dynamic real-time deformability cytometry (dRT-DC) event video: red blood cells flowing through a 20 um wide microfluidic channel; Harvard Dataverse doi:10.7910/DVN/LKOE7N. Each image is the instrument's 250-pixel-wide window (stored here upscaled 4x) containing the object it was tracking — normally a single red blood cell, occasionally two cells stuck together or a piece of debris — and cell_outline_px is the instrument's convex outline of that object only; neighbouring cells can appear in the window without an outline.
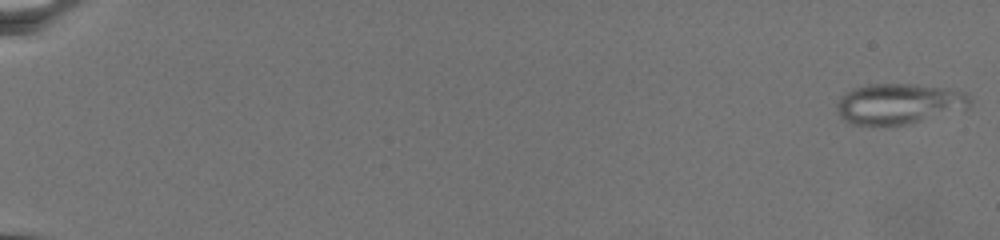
{"species": "common noctule bat (a hibernating species)", "species_latin": "Nyctalus noctula", "temperature_condition": "warm", "stored_images_in_passage": 75, "camera_frame_rate_fps": 3000, "um_per_image_px": 0.085, "animal": {"sex": "female", "body_mass_g": 19.5, "forearm_length_mm": 54.1}, "frame": {"image": 1, "passage_image": 1, "time_ms": 0.0, "image_size_px": [1000, 240], "cell_outline_px": [[972, 104], [968, 108], [908, 124], [852, 124], [844, 120], [836, 112], [836, 104], [840, 96], [852, 88], [868, 84], [912, 84], [948, 88], [968, 92], [972, 100]], "centroid_in_image_um": [76.42, 8.8], "position_along_channel_um": 8.6, "area_um2": 31.62}}
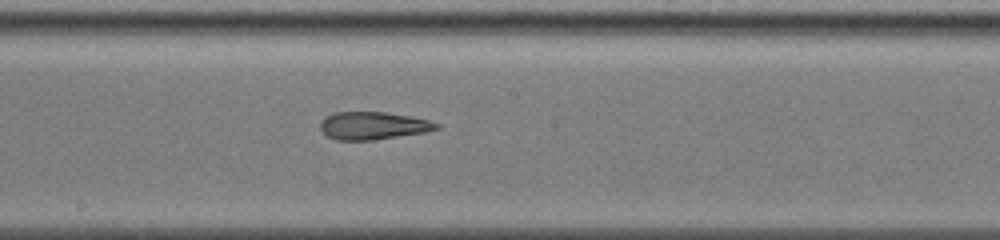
{"frame": {"image": 2, "passage_image": 45, "time_ms": 14.667, "image_size_px": [1000, 240], "cell_outline_px": [[440, 128], [424, 132], [372, 140], [336, 140], [328, 136], [320, 128], [320, 120], [324, 116], [336, 112], [384, 112], [408, 116], [428, 120], [440, 124]], "centroid_in_image_um": [31.67, 10.68], "position_along_channel_um": 216.5, "area_um2": 18.61}}
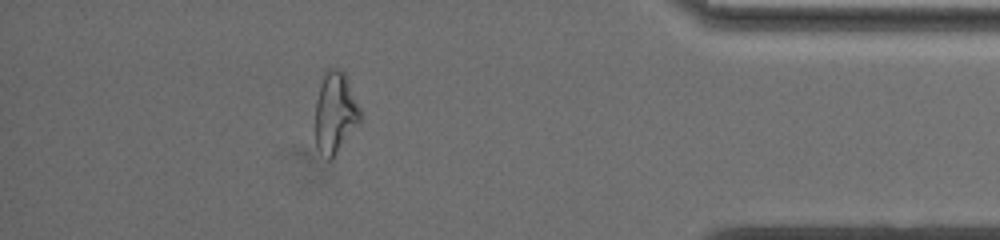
{"frame": {"image": 3, "passage_image": 68, "time_ms": 22.333, "image_size_px": [1000, 240], "cell_outline_px": [[364, 116], [360, 124], [336, 152], [328, 160], [316, 148], [316, 100], [320, 84], [324, 72], [328, 68], [340, 68], [344, 72]], "centroid_in_image_um": [28.52, 9.54], "position_along_channel_um": 406.7, "area_um2": 21.33}}